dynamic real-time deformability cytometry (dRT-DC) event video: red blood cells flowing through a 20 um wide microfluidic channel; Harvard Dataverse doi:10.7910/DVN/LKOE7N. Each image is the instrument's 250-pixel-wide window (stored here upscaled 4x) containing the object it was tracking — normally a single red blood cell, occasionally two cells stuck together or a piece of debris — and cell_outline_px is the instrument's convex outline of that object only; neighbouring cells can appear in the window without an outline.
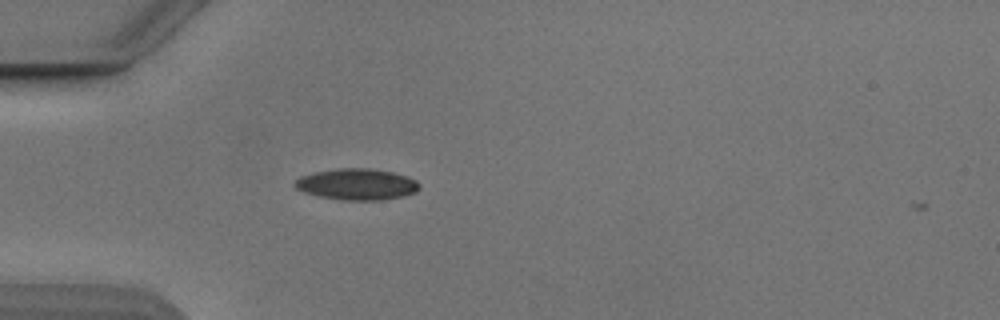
{"species": "Egyptian fruit bat (a non-hibernating species)", "species_latin": "Rousettus aegyptiacus", "temperature_condition": "cold", "stored_images_in_passage": 2, "camera_frame_rate_fps": 3000, "um_per_image_px": 0.085, "animal": {"sex": "male"}, "frame": {"image": 1, "passage_image": 1, "time_ms": 0.0, "image_size_px": [1000, 320], "cell_outline_px": [[420, 188], [416, 192], [404, 196], [384, 200], [340, 200], [320, 196], [304, 192], [296, 188], [292, 184], [300, 176], [316, 172], [340, 168], [368, 168], [392, 172], [408, 176], [416, 180], [420, 184]], "centroid_in_image_um": [30.36, 15.67], "position_along_channel_um": 54.6, "area_um2": 22.77}}